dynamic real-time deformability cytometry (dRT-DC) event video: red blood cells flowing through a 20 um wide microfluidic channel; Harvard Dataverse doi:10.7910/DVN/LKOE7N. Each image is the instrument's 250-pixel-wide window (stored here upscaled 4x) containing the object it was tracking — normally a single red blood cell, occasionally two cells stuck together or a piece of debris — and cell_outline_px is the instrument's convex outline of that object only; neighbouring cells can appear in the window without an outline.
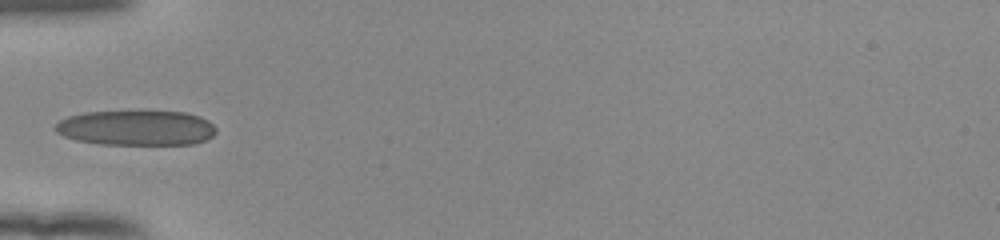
{"species": "human", "species_latin": "Homo sapiens", "temperature_condition": "room temperature", "stored_images_in_passage": 35, "camera_frame_rate_fps": 3000, "um_per_image_px": 0.085, "donor": {"sex": "female"}, "frame": {"image": 1, "passage_image": 1, "time_ms": 0.0, "image_size_px": [1000, 240], "cell_outline_px": [[216, 132], [212, 136], [204, 140], [192, 144], [100, 144], [76, 140], [64, 136], [56, 132], [52, 128], [60, 120], [68, 116], [84, 112], [184, 112], [200, 116], [208, 120], [216, 128]], "centroid_in_image_um": [11.56, 10.87], "position_along_channel_um": 73.4, "area_um2": 32.71}}
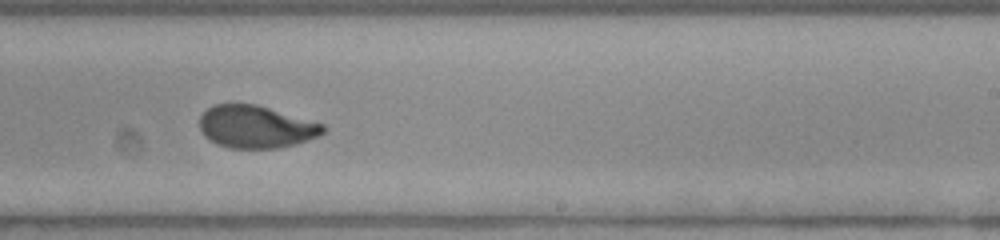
{"frame": {"image": 2, "passage_image": 16, "time_ms": 5.0, "image_size_px": [1000, 240], "cell_outline_px": [[324, 132], [308, 140], [296, 144], [276, 148], [228, 148], [216, 144], [208, 140], [204, 136], [200, 128], [200, 116], [212, 104], [256, 104], [324, 124]], "centroid_in_image_um": [21.71, 10.78], "position_along_channel_um": 267.3, "area_um2": 30.52}}
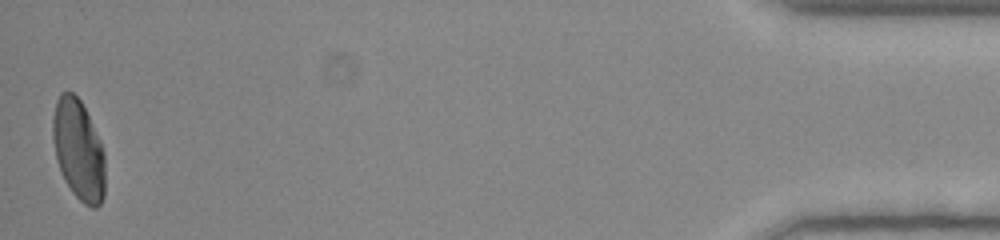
{"frame": {"image": 3, "passage_image": 35, "time_ms": 11.333, "image_size_px": [1000, 240], "cell_outline_px": [[104, 196], [100, 204], [96, 208], [92, 208], [84, 204], [72, 192], [64, 180], [60, 172], [56, 160], [52, 136], [52, 120], [56, 100], [60, 92], [72, 92], [80, 100], [100, 140], [104, 152]], "centroid_in_image_um": [6.65, 12.76], "position_along_channel_um": 428.6, "area_um2": 30.69}, "authors_computed_cell_mechanics": {"area_um2": 31.1542, "velocity_mm_per_s": 3.8846, "shape_relaxation_time_tau1_ms": 6.4637, "shape_relaxation_time_tau2_ms": 0.8047, "deformation_change_tau1": 0.2125, "deformation_change_tau2": 0.0581}}